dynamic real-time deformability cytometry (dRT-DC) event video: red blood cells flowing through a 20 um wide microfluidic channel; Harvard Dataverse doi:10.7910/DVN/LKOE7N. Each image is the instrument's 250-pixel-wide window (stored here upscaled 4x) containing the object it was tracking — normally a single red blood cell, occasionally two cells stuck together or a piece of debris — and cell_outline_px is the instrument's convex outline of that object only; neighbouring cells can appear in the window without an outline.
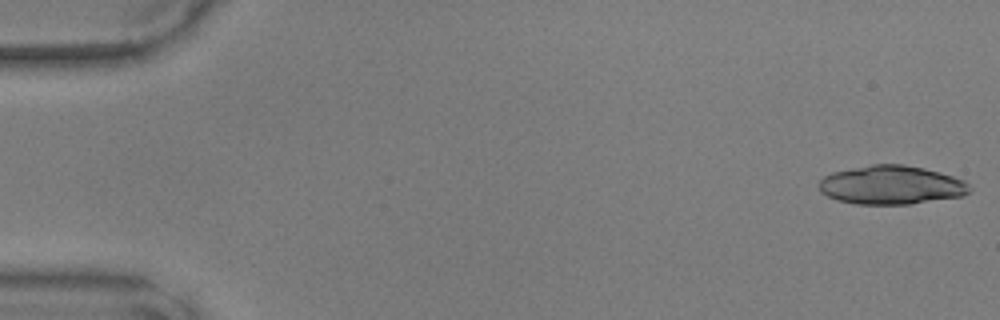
{"species": "common noctule bat (a hibernating species)", "species_latin": "Nyctalus noctula", "temperature_condition": "warm", "stored_images_in_passage": 15, "camera_frame_rate_fps": 3000, "um_per_image_px": 0.085, "animal": {"sex": "male", "body_mass_g": 17.9, "forearm_length_mm": 54.2}, "frame": {"image": 1, "passage_image": 1, "time_ms": 0.0, "image_size_px": [1000, 320], "cell_outline_px": [[972, 192], [964, 196], [912, 204], [856, 204], [836, 200], [820, 192], [816, 184], [824, 176], [832, 172], [872, 164], [904, 164], [924, 168], [940, 172], [964, 180], [972, 188]], "centroid_in_image_um": [75.77, 15.73], "position_along_channel_um": 9.2, "area_um2": 34.45}}